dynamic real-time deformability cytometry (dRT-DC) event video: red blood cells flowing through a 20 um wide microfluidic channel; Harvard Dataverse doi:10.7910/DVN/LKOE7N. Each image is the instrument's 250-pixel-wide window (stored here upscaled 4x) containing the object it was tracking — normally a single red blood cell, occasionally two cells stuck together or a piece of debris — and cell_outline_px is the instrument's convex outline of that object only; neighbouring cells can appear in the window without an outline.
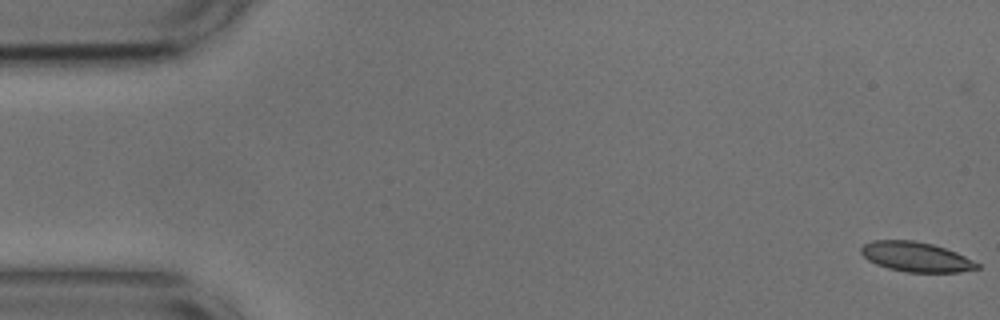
{"species": "common noctule bat (a hibernating species)", "species_latin": "Nyctalus noctula", "temperature_condition": "cold", "stored_images_in_passage": 55, "camera_frame_rate_fps": 3000, "um_per_image_px": 0.085, "animal": {"sex": "male", "body_mass_g": 17.9, "forearm_length_mm": 54.2}, "frame": {"image": 1, "passage_image": 1, "time_ms": 0.0, "image_size_px": [1000, 320], "cell_outline_px": [[980, 268], [960, 272], [904, 272], [888, 268], [876, 264], [868, 260], [860, 252], [860, 248], [864, 244], [872, 240], [912, 240], [932, 244], [956, 252], [980, 264]], "centroid_in_image_um": [77.84, 21.83], "position_along_channel_um": 7.2, "area_um2": 20.11}}
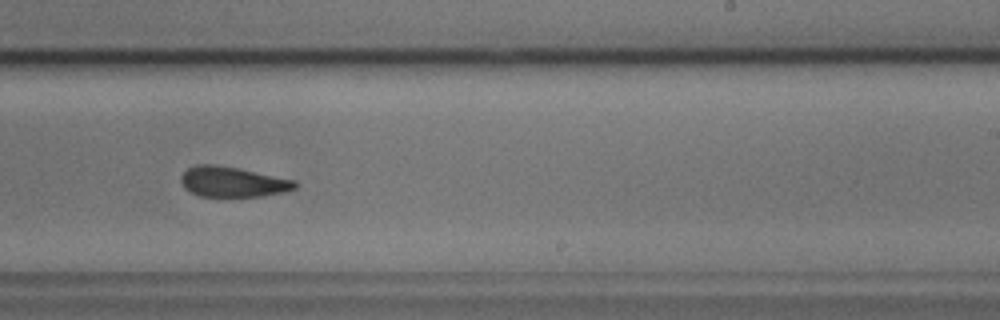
{"frame": {"image": 2, "passage_image": 33, "time_ms": 10.667, "image_size_px": [1000, 320], "cell_outline_px": [[296, 188], [284, 192], [264, 196], [200, 196], [184, 188], [180, 180], [180, 176], [188, 168], [196, 164], [212, 164], [236, 168], [296, 180]], "centroid_in_image_um": [19.76, 15.46], "position_along_channel_um": 269.2, "area_um2": 19.94}}
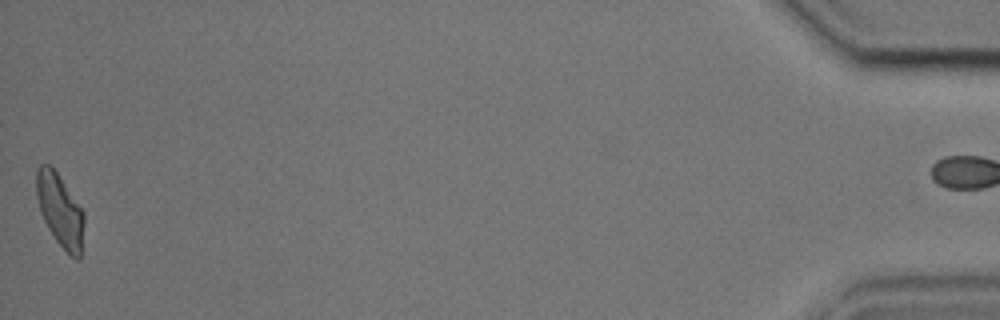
{"frame": {"image": 3, "passage_image": 54, "time_ms": 17.667, "image_size_px": [1000, 320], "cell_outline_px": [[84, 224], [80, 260], [76, 260], [56, 240], [48, 228], [40, 212], [36, 196], [36, 172], [40, 164], [48, 164], [56, 172], [84, 212]], "centroid_in_image_um": [5.1, 17.88], "position_along_channel_um": 430.1, "area_um2": 19.88}, "authors_computed_cell_mechanics": {"area_um2": 20.5768, "velocity_mm_per_s": 3.697, "shape_relaxation_time_tau1_ms": 4.1018, "shape_relaxation_time_tau2_ms": 3.6583, "deformation_change_tau1": 0.1553, "deformation_change_tau2": 0.1049}}